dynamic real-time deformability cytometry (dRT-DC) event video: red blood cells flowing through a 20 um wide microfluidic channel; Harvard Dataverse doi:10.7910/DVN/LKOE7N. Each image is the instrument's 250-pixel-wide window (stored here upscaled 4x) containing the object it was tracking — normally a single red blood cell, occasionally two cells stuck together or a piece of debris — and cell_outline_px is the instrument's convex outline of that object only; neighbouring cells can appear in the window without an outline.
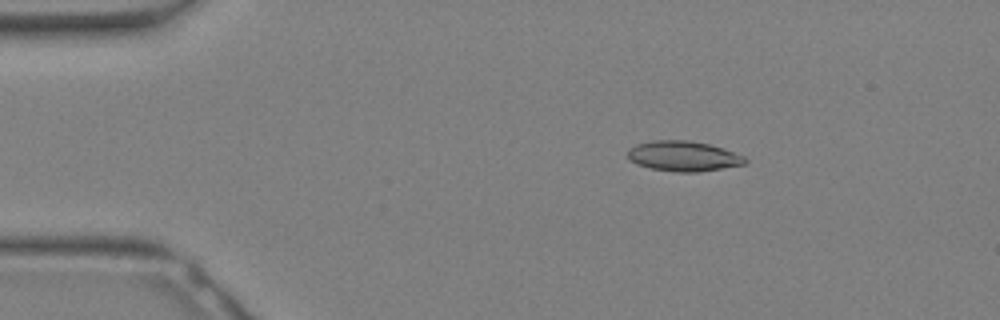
{"species": "Egyptian fruit bat (a non-hibernating species)", "species_latin": "Rousettus aegyptiacus", "temperature_condition": "warm", "stored_images_in_passage": 32, "camera_frame_rate_fps": 3000, "um_per_image_px": 0.085, "animal": {"sex": "female"}, "frame": {"image": 1, "passage_image": 6, "time_ms": 1.667, "image_size_px": [1000, 320], "cell_outline_px": [[748, 160], [744, 164], [700, 172], [676, 172], [648, 168], [636, 164], [628, 156], [628, 148], [636, 144], [656, 140], [688, 140], [708, 144], [744, 156]], "centroid_in_image_um": [58.05, 13.28], "position_along_channel_um": 26.9, "area_um2": 20.52}}
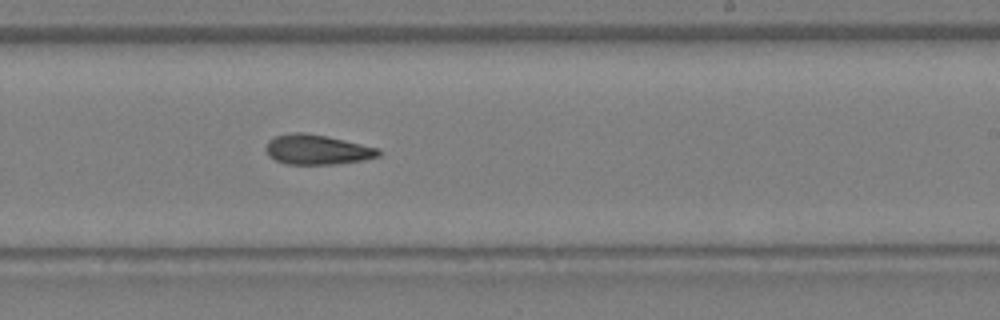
{"frame": {"image": 2, "passage_image": 20, "time_ms": 6.333, "image_size_px": [1000, 320], "cell_outline_px": [[380, 156], [364, 160], [332, 164], [284, 164], [268, 156], [264, 148], [268, 140], [276, 136], [296, 132], [304, 132], [328, 136], [380, 148]], "centroid_in_image_um": [26.95, 12.71], "position_along_channel_um": 262.1, "area_um2": 19.77}}
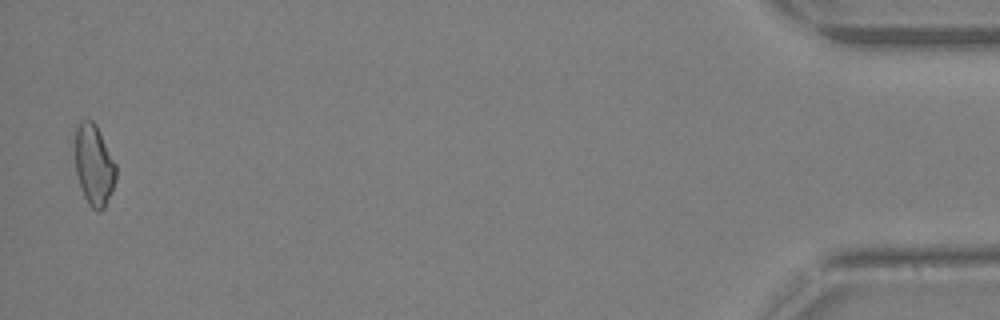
{"frame": {"image": 3, "passage_image": 32, "time_ms": 10.333, "image_size_px": [1000, 320], "cell_outline_px": [[116, 180], [104, 208], [100, 212], [96, 212], [88, 204], [84, 196], [76, 172], [76, 124], [80, 120], [92, 120], [96, 124], [116, 164]], "centroid_in_image_um": [8.0, 14.03], "position_along_channel_um": 427.2, "area_um2": 19.19}}